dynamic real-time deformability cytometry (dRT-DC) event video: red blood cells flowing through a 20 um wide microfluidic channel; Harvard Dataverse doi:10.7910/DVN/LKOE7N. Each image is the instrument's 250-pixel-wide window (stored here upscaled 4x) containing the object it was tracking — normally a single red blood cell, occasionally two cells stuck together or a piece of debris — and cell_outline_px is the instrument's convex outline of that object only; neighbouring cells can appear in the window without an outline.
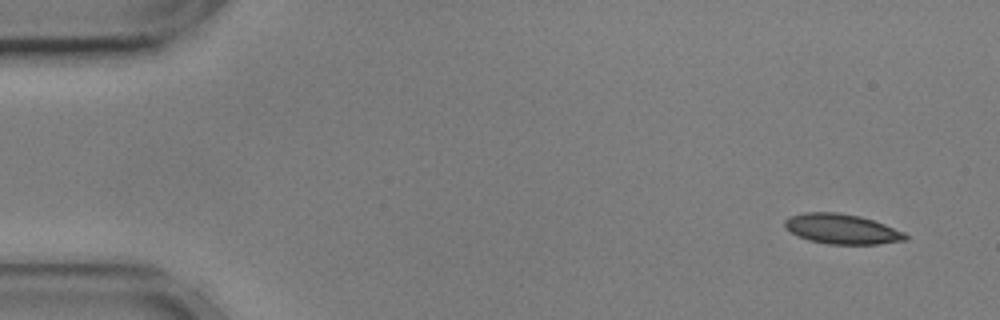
{"species": "common noctule bat (a hibernating species)", "species_latin": "Nyctalus noctula", "temperature_condition": "cold", "stored_images_in_passage": 53, "camera_frame_rate_fps": 3000, "um_per_image_px": 0.085, "animal": {"sex": "male", "body_mass_g": 17.9, "forearm_length_mm": 54.2}, "frame": {"image": 1, "passage_image": 1, "time_ms": 0.0, "image_size_px": [1000, 320], "cell_outline_px": [[908, 240], [880, 244], [828, 244], [808, 240], [796, 236], [784, 224], [784, 220], [792, 216], [804, 212], [836, 212], [860, 216], [884, 224], [904, 232], [908, 236]], "centroid_in_image_um": [71.57, 19.47], "position_along_channel_um": 13.4, "area_um2": 21.04}}
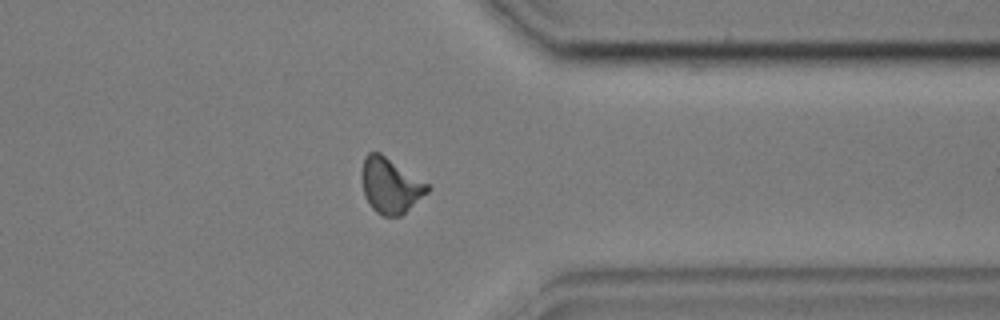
{"frame": {"image": 2, "passage_image": 41, "time_ms": 13.333, "image_size_px": [1000, 320], "cell_outline_px": [[432, 188], [428, 192], [400, 216], [384, 216], [376, 212], [372, 208], [364, 196], [360, 176], [364, 156], [368, 152], [380, 152], [428, 184]], "centroid_in_image_um": [33.14, 15.76], "position_along_channel_um": 378.3, "area_um2": 21.15}}
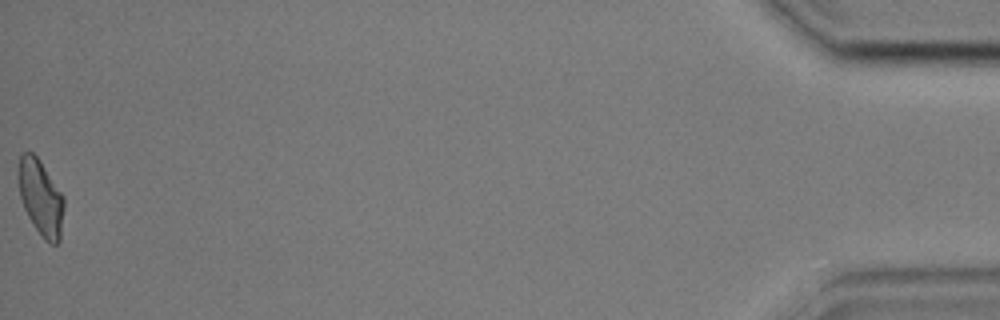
{"frame": {"image": 3, "passage_image": 53, "time_ms": 17.333, "image_size_px": [1000, 320], "cell_outline_px": [[64, 208], [60, 240], [56, 244], [52, 244], [44, 240], [28, 216], [24, 208], [20, 196], [16, 176], [20, 152], [32, 152], [40, 160], [64, 196]], "centroid_in_image_um": [3.44, 16.75], "position_along_channel_um": 431.8, "area_um2": 20.4}, "authors_computed_cell_mechanics": {"area_um2": 21.1548, "velocity_mm_per_s": 3.6028, "shape_relaxation_time_tau1_ms": 5.966, "shape_relaxation_time_tau2_ms": 3.8927, "deformation_change_tau1": 0.1339, "deformation_change_tau2": 0.0917}}